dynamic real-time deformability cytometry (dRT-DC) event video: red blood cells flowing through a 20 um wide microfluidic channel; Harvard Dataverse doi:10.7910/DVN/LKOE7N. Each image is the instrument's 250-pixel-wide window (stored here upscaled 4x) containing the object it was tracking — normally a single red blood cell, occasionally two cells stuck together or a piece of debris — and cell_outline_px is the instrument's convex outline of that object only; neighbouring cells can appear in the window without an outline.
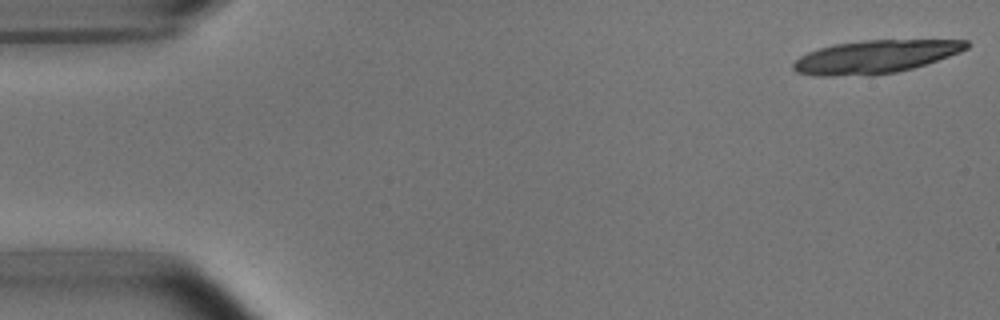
{"species": "common noctule bat (a hibernating species)", "species_latin": "Nyctalus noctula", "temperature_condition": "room temperature", "stored_images_in_passage": 8, "camera_frame_rate_fps": 3000, "um_per_image_px": 0.085, "animal": {"sex": "male", "body_mass_g": 15.6}, "frame": {"image": 1, "passage_image": 1, "time_ms": 0.0, "image_size_px": [1000, 320], "cell_outline_px": [[968, 48], [960, 52], [912, 68], [896, 72], [872, 76], [812, 76], [796, 72], [792, 68], [792, 64], [800, 56], [808, 52], [832, 44], [864, 40], [968, 40]], "centroid_in_image_um": [74.33, 4.84], "position_along_channel_um": 10.7, "area_um2": 33.47}}